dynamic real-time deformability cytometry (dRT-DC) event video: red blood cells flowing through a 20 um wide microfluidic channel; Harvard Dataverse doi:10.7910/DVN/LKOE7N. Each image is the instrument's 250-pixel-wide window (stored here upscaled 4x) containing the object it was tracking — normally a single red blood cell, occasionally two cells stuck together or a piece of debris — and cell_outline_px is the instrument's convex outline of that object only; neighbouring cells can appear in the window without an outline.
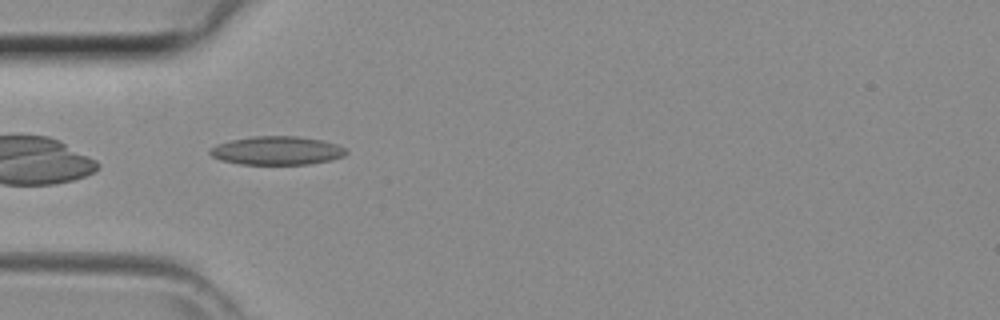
{"species": "common noctule bat (a hibernating species)", "species_latin": "Nyctalus noctula", "temperature_condition": "room temperature", "stored_images_in_passage": 32, "camera_frame_rate_fps": 3000, "um_per_image_px": 0.085, "animal": {"sex": "female", "body_mass_g": 29.2, "forearm_length_mm": 56.3}, "frame": {"image": 1, "passage_image": 14, "time_ms": 4.333, "image_size_px": [1000, 320], "cell_outline_px": [[348, 152], [344, 156], [328, 160], [308, 164], [240, 164], [220, 160], [212, 156], [208, 152], [216, 144], [232, 140], [252, 136], [296, 136], [320, 140], [336, 144], [344, 148]], "centroid_in_image_um": [23.51, 12.8], "position_along_channel_um": 61.5, "area_um2": 22.43}}
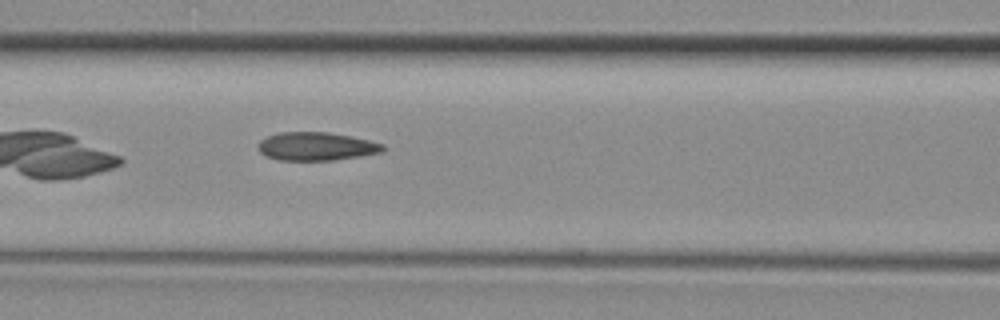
{"frame": {"image": 2, "passage_image": 19, "time_ms": 6.0, "image_size_px": [1000, 320], "cell_outline_px": [[384, 152], [336, 160], [280, 160], [268, 156], [260, 152], [260, 140], [268, 136], [280, 132], [328, 132], [368, 140], [384, 144]], "centroid_in_image_um": [26.92, 12.44], "position_along_channel_um": 139.7, "area_um2": 20.35}}
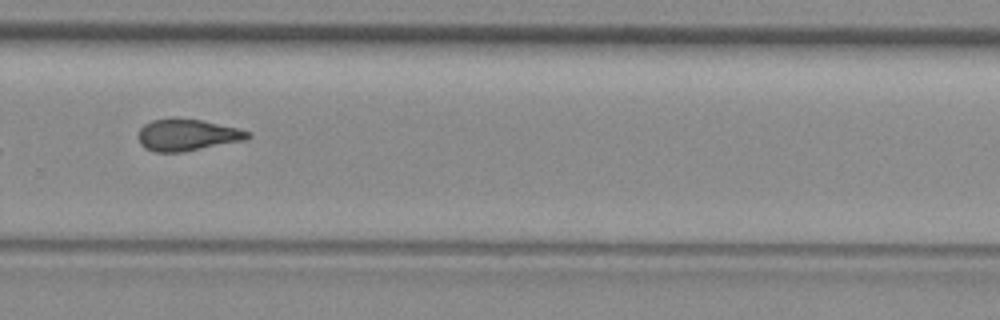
{"frame": {"image": 3, "passage_image": 30, "time_ms": 9.667, "image_size_px": [1000, 320], "cell_outline_px": [[252, 136], [244, 140], [184, 152], [156, 152], [144, 148], [140, 144], [140, 128], [144, 124], [152, 120], [172, 116], [204, 120], [252, 132]], "centroid_in_image_um": [15.91, 11.45], "position_along_channel_um": 313.9, "area_um2": 20.52}}